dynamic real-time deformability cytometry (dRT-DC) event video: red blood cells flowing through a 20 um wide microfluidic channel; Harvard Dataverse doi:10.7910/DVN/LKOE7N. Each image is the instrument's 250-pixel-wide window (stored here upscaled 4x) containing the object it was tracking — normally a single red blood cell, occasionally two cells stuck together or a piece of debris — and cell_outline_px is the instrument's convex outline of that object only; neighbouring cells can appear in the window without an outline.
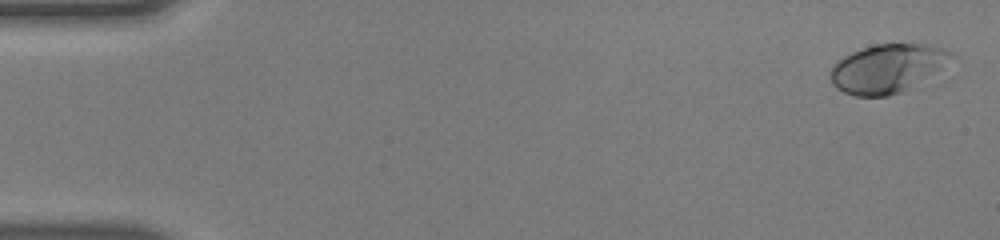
{"species": "human", "species_latin": "Homo sapiens", "temperature_condition": "warm", "stored_images_in_passage": 51, "camera_frame_rate_fps": 3000, "um_per_image_px": 0.085, "donor": {"sex": "male"}, "frame": {"image": 1, "passage_image": 2, "time_ms": 0.333, "image_size_px": [1000, 240], "cell_outline_px": [[952, 52], [940, 72], [900, 92], [888, 96], [856, 96], [844, 92], [836, 88], [832, 84], [828, 76], [836, 60], [860, 48], [872, 44], [920, 44], [944, 48]], "centroid_in_image_um": [75.37, 5.82], "position_along_channel_um": 9.6, "area_um2": 34.16}}
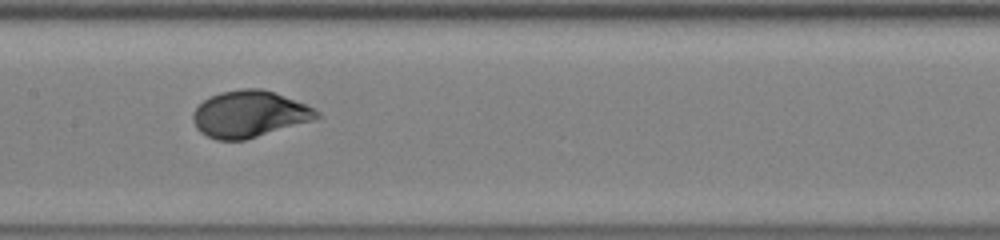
{"frame": {"image": 2, "passage_image": 26, "time_ms": 8.333, "image_size_px": [1000, 240], "cell_outline_px": [[324, 116], [312, 120], [244, 140], [216, 140], [200, 132], [196, 128], [192, 120], [192, 112], [204, 100], [220, 92], [240, 88], [264, 88], [304, 104], [320, 112]], "centroid_in_image_um": [21.17, 9.69], "position_along_channel_um": 186.2, "area_um2": 33.41}}
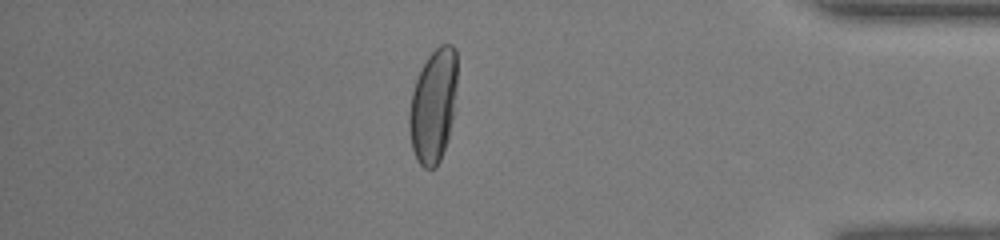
{"frame": {"image": 3, "passage_image": 44, "time_ms": 14.333, "image_size_px": [1000, 240], "cell_outline_px": [[456, 92], [452, 120], [448, 140], [440, 160], [436, 168], [424, 168], [416, 160], [412, 148], [408, 128], [408, 112], [412, 92], [416, 80], [428, 56], [440, 44], [452, 44], [456, 48]], "centroid_in_image_um": [36.82, 9.01], "position_along_channel_um": 398.4, "area_um2": 31.91}, "authors_computed_cell_mechanics": {"area_um2": 33.4662, "velocity_mm_per_s": 4.0943, "shape_relaxation_time_tau1_ms": 3.7928, "shape_relaxation_time_tau2_ms": null, "deformation_change_tau1": 0.2222, "deformation_change_tau2": null}}